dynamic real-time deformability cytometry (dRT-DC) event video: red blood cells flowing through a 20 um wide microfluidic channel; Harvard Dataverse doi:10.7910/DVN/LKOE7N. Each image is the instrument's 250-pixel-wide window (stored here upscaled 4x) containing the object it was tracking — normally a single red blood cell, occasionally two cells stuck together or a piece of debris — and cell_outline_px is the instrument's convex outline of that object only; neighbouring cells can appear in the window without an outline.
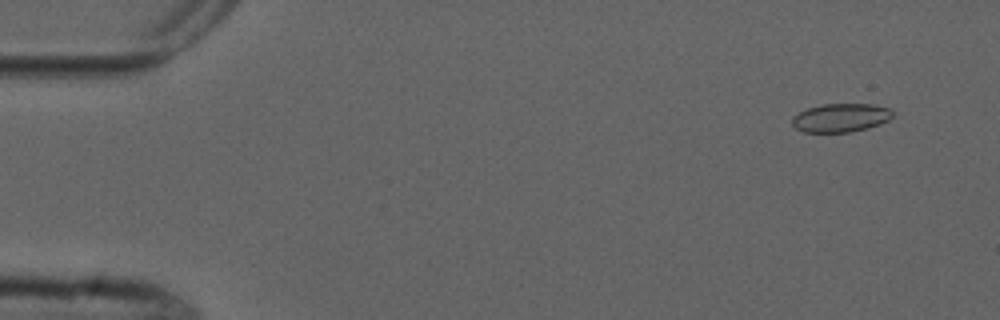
{"species": "common noctule bat (a hibernating species)", "species_latin": "Nyctalus noctula", "temperature_condition": "cold", "stored_images_in_passage": 11, "camera_frame_rate_fps": 3000, "um_per_image_px": 0.085, "animal": {"sex": "male", "forearm_length_mm": 52.5}, "frame": {"image": 1, "passage_image": 2, "time_ms": 1.0, "image_size_px": [1000, 320], "cell_outline_px": [[892, 116], [888, 120], [880, 124], [868, 128], [848, 132], [804, 132], [796, 128], [792, 124], [792, 116], [808, 108], [824, 104], [872, 104], [892, 108]], "centroid_in_image_um": [71.47, 10.0], "position_along_channel_um": 13.5, "area_um2": 16.7}}
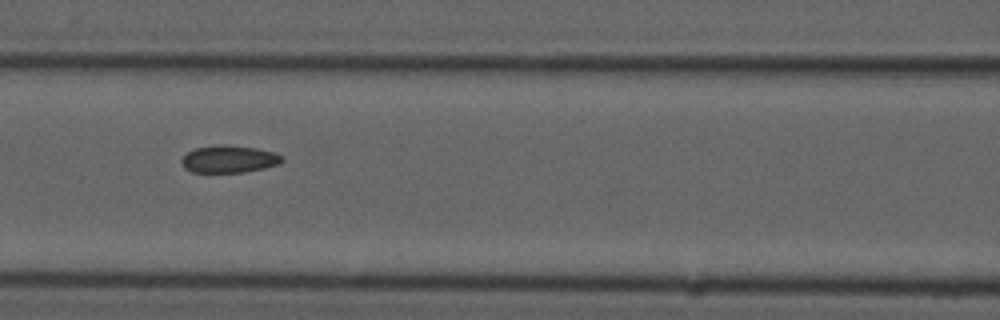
{"frame": {"image": 2, "passage_image": 7, "time_ms": 7.667, "image_size_px": [1000, 320], "cell_outline_px": [[284, 160], [280, 164], [264, 168], [244, 172], [192, 172], [184, 168], [180, 160], [188, 152], [196, 148], [216, 144], [224, 144], [256, 148], [272, 152], [284, 156]], "centroid_in_image_um": [19.47, 13.52], "position_along_channel_um": 147.1, "area_um2": 16.07}}
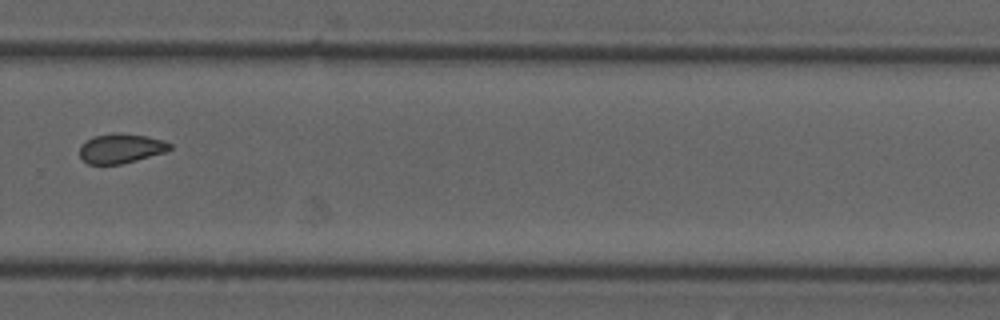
{"frame": {"image": 3, "passage_image": 11, "time_ms": 12.333, "image_size_px": [1000, 320], "cell_outline_px": [[172, 148], [168, 152], [120, 164], [88, 164], [80, 156], [80, 144], [92, 136], [116, 132], [120, 132], [144, 136], [164, 140], [172, 144]], "centroid_in_image_um": [10.29, 12.6], "position_along_channel_um": 319.5, "area_um2": 15.72}}